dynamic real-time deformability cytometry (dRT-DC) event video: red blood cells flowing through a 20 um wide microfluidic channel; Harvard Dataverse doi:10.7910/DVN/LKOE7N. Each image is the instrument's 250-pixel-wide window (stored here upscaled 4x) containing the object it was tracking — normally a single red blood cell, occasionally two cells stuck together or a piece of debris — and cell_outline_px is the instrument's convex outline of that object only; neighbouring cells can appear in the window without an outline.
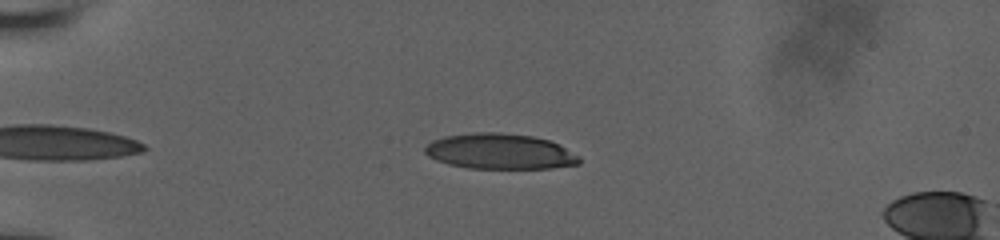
{"species": "human", "species_latin": "Homo sapiens", "temperature_condition": "room temperature", "stored_images_in_passage": 36, "camera_frame_rate_fps": 3000, "um_per_image_px": 0.085, "donor": {"sex": "male"}, "frame": {"image": 1, "passage_image": 2, "time_ms": 0.333, "image_size_px": [1000, 240], "cell_outline_px": [[580, 164], [552, 168], [468, 168], [448, 164], [436, 160], [428, 156], [424, 152], [424, 148], [432, 140], [444, 136], [472, 132], [500, 132], [532, 136], [548, 140], [560, 144], [580, 156]], "centroid_in_image_um": [42.49, 12.86], "position_along_channel_um": 42.5, "area_um2": 32.14}}
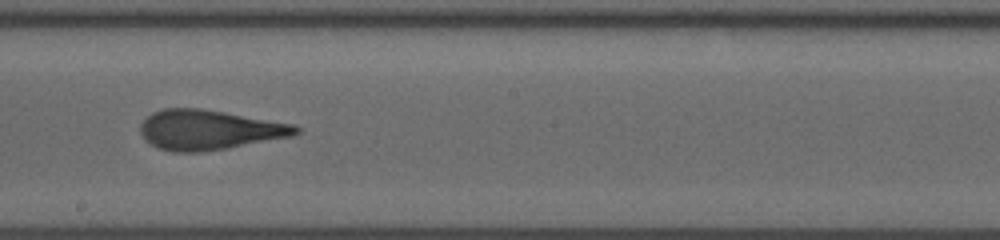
{"frame": {"image": 2, "passage_image": 20, "time_ms": 6.333, "image_size_px": [1000, 240], "cell_outline_px": [[300, 132], [292, 136], [228, 148], [200, 152], [172, 152], [160, 148], [152, 144], [140, 132], [140, 124], [152, 112], [164, 108], [200, 108], [296, 124], [300, 128]], "centroid_in_image_um": [17.8, 11.03], "position_along_channel_um": 230.4, "area_um2": 35.95}}
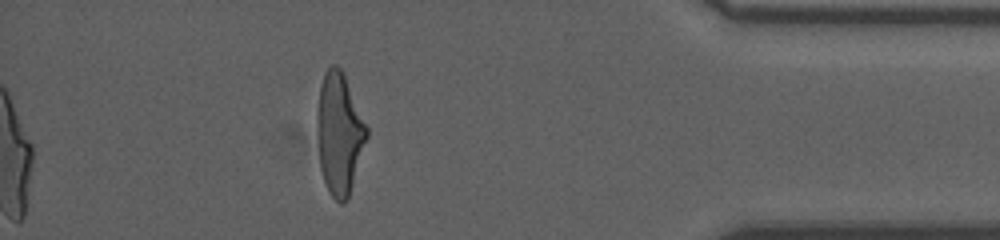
{"frame": {"image": 3, "passage_image": 36, "time_ms": 11.667, "image_size_px": [1000, 240], "cell_outline_px": [[368, 136], [348, 200], [344, 204], [340, 204], [328, 192], [320, 168], [316, 132], [316, 116], [320, 88], [324, 72], [332, 64], [336, 64], [344, 72], [368, 128]], "centroid_in_image_um": [28.84, 11.36], "position_along_channel_um": 406.4, "area_um2": 35.6}, "authors_computed_cell_mechanics": {"area_um2": 35.4603, "velocity_mm_per_s": 3.9497, "shape_relaxation_time_tau1_ms": 6.6429, "shape_relaxation_time_tau2_ms": 1.3895, "deformation_change_tau1": 0.2353, "deformation_change_tau2": 0.1194}}